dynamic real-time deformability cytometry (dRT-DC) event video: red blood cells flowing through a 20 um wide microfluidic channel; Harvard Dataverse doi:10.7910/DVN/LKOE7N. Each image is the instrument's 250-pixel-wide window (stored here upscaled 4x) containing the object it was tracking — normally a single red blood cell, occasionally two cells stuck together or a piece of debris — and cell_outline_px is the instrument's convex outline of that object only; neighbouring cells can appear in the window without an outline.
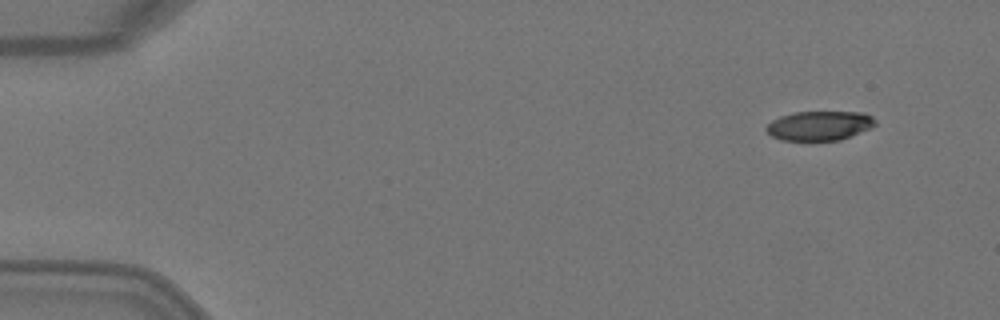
{"species": "Egyptian fruit bat (a non-hibernating species)", "species_latin": "Rousettus aegyptiacus", "temperature_condition": "warm", "stored_images_in_passage": 6, "segment_of_instrument_passage": [1, 2], "camera_frame_rate_fps": 3000, "um_per_image_px": 0.085, "animal": {"sex": "female"}, "frame": {"image": 1, "passage_image": 2, "time_ms": 0.333, "image_size_px": [1000, 320], "cell_outline_px": [[876, 124], [872, 128], [840, 140], [780, 140], [772, 136], [764, 128], [772, 120], [780, 116], [792, 112], [864, 112], [872, 116], [876, 120]], "centroid_in_image_um": [69.67, 10.67], "position_along_channel_um": 15.3, "area_um2": 18.79}}
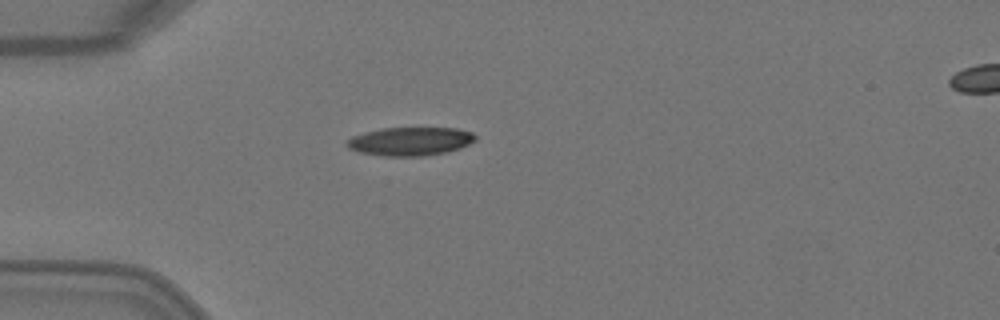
{"frame": {"image": 2, "passage_image": 5, "time_ms": 1.333, "image_size_px": [1000, 320], "cell_outline_px": [[476, 140], [460, 148], [448, 152], [424, 156], [384, 156], [360, 152], [348, 148], [344, 144], [352, 136], [380, 128], [456, 128], [472, 132], [476, 136]], "centroid_in_image_um": [34.87, 12.01], "position_along_channel_um": 50.1, "area_um2": 21.39}}